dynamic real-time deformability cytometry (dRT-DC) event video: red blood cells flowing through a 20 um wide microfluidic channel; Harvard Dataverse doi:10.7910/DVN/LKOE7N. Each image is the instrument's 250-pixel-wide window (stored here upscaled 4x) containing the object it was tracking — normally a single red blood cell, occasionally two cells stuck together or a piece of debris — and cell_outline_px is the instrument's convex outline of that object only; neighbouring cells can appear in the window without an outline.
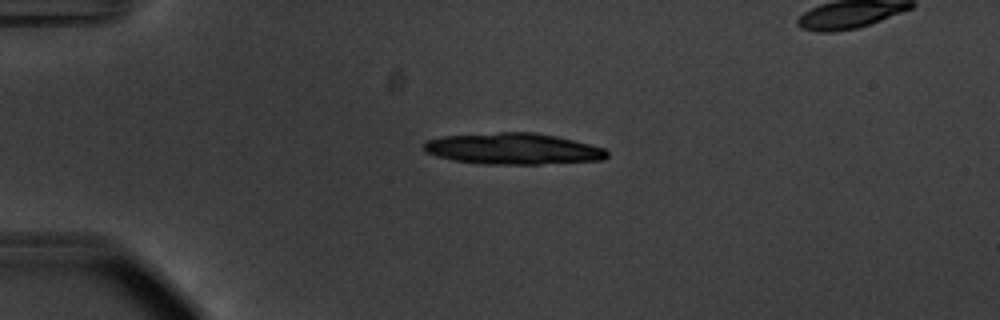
{"species": "common noctule bat (a hibernating species)", "species_latin": "Nyctalus noctula", "temperature_condition": "warm", "stored_images_in_passage": 18, "camera_frame_rate_fps": 3000, "um_per_image_px": 0.085, "animal": {"sex": "male", "body_mass_g": 20.1, "forearm_length_mm": 53.5}, "frame": {"image": 1, "passage_image": 13, "time_ms": 4.0, "image_size_px": [1000, 320], "cell_outline_px": [[608, 156], [604, 160], [540, 164], [480, 164], [456, 160], [436, 156], [428, 152], [424, 148], [424, 144], [428, 140], [444, 136], [500, 132], [532, 132], [556, 136], [604, 148], [608, 152]], "centroid_in_image_um": [43.65, 12.65], "position_along_channel_um": 41.4, "area_um2": 33.12}}